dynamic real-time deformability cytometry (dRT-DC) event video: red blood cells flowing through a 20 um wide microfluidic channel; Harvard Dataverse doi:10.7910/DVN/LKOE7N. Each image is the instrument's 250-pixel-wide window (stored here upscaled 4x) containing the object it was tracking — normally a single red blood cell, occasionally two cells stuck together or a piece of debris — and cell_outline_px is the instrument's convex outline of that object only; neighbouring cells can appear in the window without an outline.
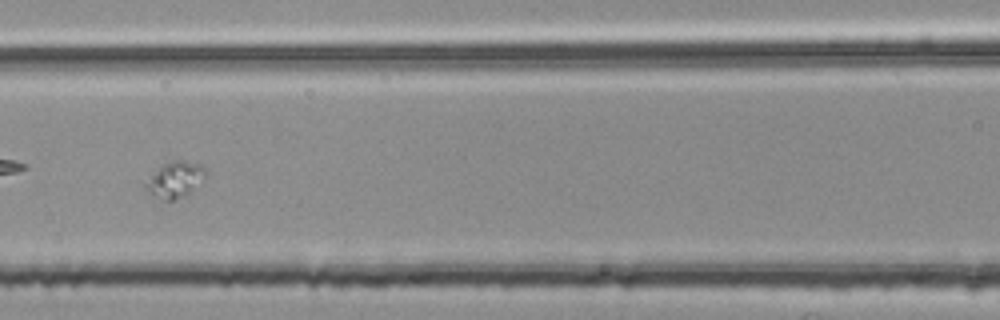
{"species": "common noctule bat (a hibernating species)", "species_latin": "Nyctalus noctula", "temperature_condition": "room temperature", "stored_images_in_passage": 58, "segment_of_instrument_passage": [3, 3], "camera_frame_rate_fps": 3000, "um_per_image_px": 0.085, "animal": {"sex": "female", "body_mass_g": 25.1}, "frame": {"image": 1, "passage_image": 27, "time_ms": 8.667, "image_size_px": [1000, 320], "cell_outline_px": [[204, 176], [184, 196], [172, 200], [160, 200], [152, 196], [148, 192], [140, 180], [164, 164], [176, 160], [184, 160], [200, 164], [204, 168]], "centroid_in_image_um": [14.73, 15.27], "position_along_channel_um": 151.9, "area_um2": 12.54}}
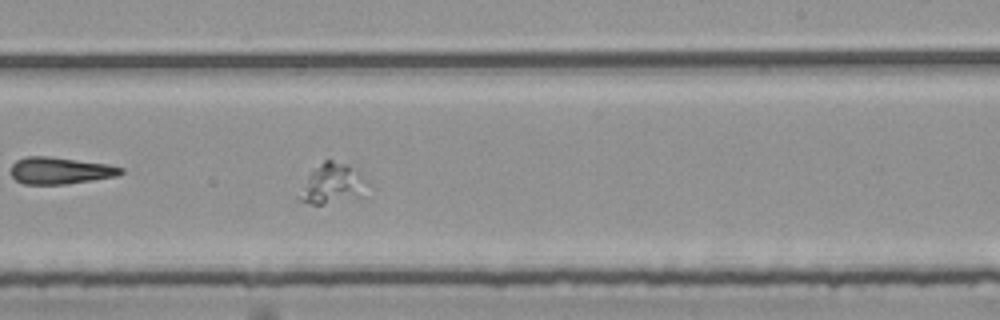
{"frame": {"image": 2, "passage_image": 36, "time_ms": 11.667, "image_size_px": [1000, 320], "cell_outline_px": [[360, 196], [320, 204], [312, 204], [300, 200], [296, 196], [312, 168], [324, 160], [332, 160], [348, 164], [356, 172]], "centroid_in_image_um": [28.01, 15.59], "position_along_channel_um": 261.0, "area_um2": 14.57}}
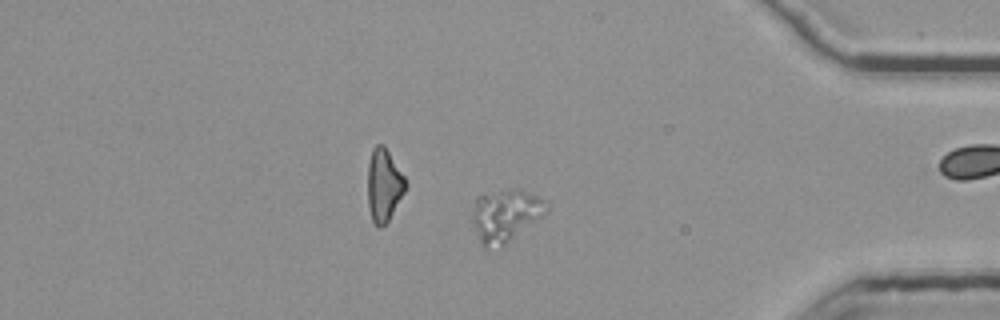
{"frame": {"image": 3, "passage_image": 49, "time_ms": 16.0, "image_size_px": [1000, 320], "cell_outline_px": [[544, 200], [540, 216], [500, 244], [480, 244], [472, 220], [472, 216], [476, 196], [508, 188], [520, 188]], "centroid_in_image_um": [42.86, 18.19], "position_along_channel_um": 392.3, "area_um2": 20.87}}